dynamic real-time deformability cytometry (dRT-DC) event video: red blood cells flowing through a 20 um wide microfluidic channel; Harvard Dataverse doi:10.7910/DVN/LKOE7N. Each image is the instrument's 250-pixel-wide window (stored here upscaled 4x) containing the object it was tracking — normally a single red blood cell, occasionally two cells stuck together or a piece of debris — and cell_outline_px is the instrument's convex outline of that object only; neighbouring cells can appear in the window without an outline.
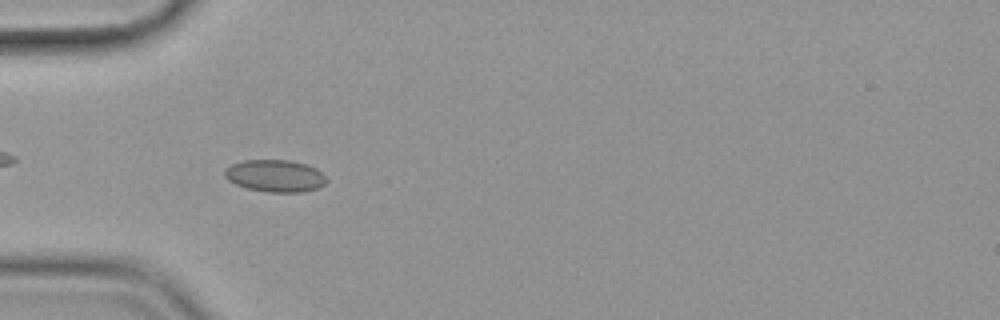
{"species": "common noctule bat (a hibernating species)", "species_latin": "Nyctalus noctula", "temperature_condition": "cold", "stored_images_in_passage": 56, "camera_frame_rate_fps": 3000, "um_per_image_px": 0.085, "animal": {"sex": "female", "body_mass_g": 19.9}, "frame": {"image": 1, "passage_image": 17, "time_ms": 5.333, "image_size_px": [1000, 320], "cell_outline_px": [[328, 180], [324, 184], [316, 188], [304, 192], [268, 192], [248, 188], [236, 184], [228, 180], [224, 176], [224, 168], [232, 164], [244, 160], [288, 160], [308, 164], [316, 168]], "centroid_in_image_um": [23.37, 14.94], "position_along_channel_um": 61.6, "area_um2": 19.07}}
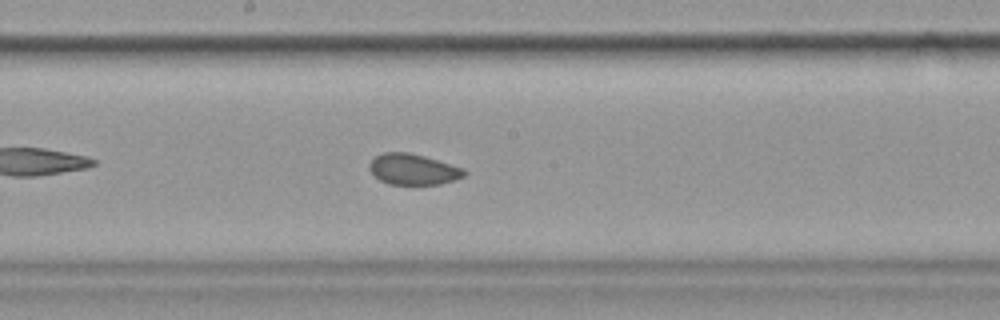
{"frame": {"image": 2, "passage_image": 30, "time_ms": 9.667, "image_size_px": [1000, 320], "cell_outline_px": [[468, 172], [464, 176], [440, 184], [388, 184], [372, 176], [368, 168], [368, 164], [376, 156], [384, 152], [408, 152], [424, 156], [464, 168]], "centroid_in_image_um": [35.08, 14.39], "position_along_channel_um": 213.1, "area_um2": 17.11}}
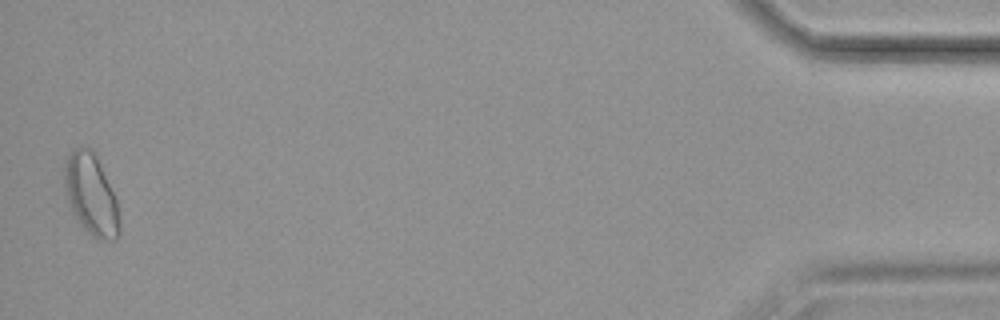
{"frame": {"image": 3, "passage_image": 55, "time_ms": 18.0, "image_size_px": [1000, 320], "cell_outline_px": [[120, 236], [116, 240], [100, 240], [92, 236], [80, 224], [68, 208], [64, 188], [64, 164], [68, 156], [80, 144], [92, 148], [100, 164], [116, 200], [120, 224]], "centroid_in_image_um": [7.72, 16.56], "position_along_channel_um": 427.5, "area_um2": 26.3}, "authors_computed_cell_mechanics": {"area_um2": 18.9006, "velocity_mm_per_s": 3.5712, "shape_relaxation_time_tau1_ms": null, "shape_relaxation_time_tau2_ms": 1.576, "deformation_change_tau1": null, "deformation_change_tau2": 0.0516}}